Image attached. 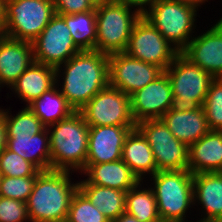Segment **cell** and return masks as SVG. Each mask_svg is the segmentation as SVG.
I'll list each match as a JSON object with an SVG mask.
<instances>
[{
    "label": "cell",
    "instance_id": "1",
    "mask_svg": "<svg viewBox=\"0 0 222 222\" xmlns=\"http://www.w3.org/2000/svg\"><path fill=\"white\" fill-rule=\"evenodd\" d=\"M62 95L79 111L100 90L109 85V55L82 50L64 63Z\"/></svg>",
    "mask_w": 222,
    "mask_h": 222
},
{
    "label": "cell",
    "instance_id": "2",
    "mask_svg": "<svg viewBox=\"0 0 222 222\" xmlns=\"http://www.w3.org/2000/svg\"><path fill=\"white\" fill-rule=\"evenodd\" d=\"M70 171H41L27 200L30 222H66L78 183L71 184Z\"/></svg>",
    "mask_w": 222,
    "mask_h": 222
},
{
    "label": "cell",
    "instance_id": "3",
    "mask_svg": "<svg viewBox=\"0 0 222 222\" xmlns=\"http://www.w3.org/2000/svg\"><path fill=\"white\" fill-rule=\"evenodd\" d=\"M50 126L54 128L49 136L51 169L82 171L87 159L89 135V126L82 114L75 111Z\"/></svg>",
    "mask_w": 222,
    "mask_h": 222
},
{
    "label": "cell",
    "instance_id": "4",
    "mask_svg": "<svg viewBox=\"0 0 222 222\" xmlns=\"http://www.w3.org/2000/svg\"><path fill=\"white\" fill-rule=\"evenodd\" d=\"M164 72L172 87L171 110L193 111L203 106L209 87L215 79L211 74L191 63L181 53Z\"/></svg>",
    "mask_w": 222,
    "mask_h": 222
},
{
    "label": "cell",
    "instance_id": "5",
    "mask_svg": "<svg viewBox=\"0 0 222 222\" xmlns=\"http://www.w3.org/2000/svg\"><path fill=\"white\" fill-rule=\"evenodd\" d=\"M130 7L124 2H105L95 8V50L107 55L125 52L132 28L142 16L138 9L131 12Z\"/></svg>",
    "mask_w": 222,
    "mask_h": 222
},
{
    "label": "cell",
    "instance_id": "6",
    "mask_svg": "<svg viewBox=\"0 0 222 222\" xmlns=\"http://www.w3.org/2000/svg\"><path fill=\"white\" fill-rule=\"evenodd\" d=\"M153 192L162 222H183L194 202L193 174L189 170L158 171L153 175Z\"/></svg>",
    "mask_w": 222,
    "mask_h": 222
},
{
    "label": "cell",
    "instance_id": "7",
    "mask_svg": "<svg viewBox=\"0 0 222 222\" xmlns=\"http://www.w3.org/2000/svg\"><path fill=\"white\" fill-rule=\"evenodd\" d=\"M54 15L53 0H6L1 34L32 43Z\"/></svg>",
    "mask_w": 222,
    "mask_h": 222
},
{
    "label": "cell",
    "instance_id": "8",
    "mask_svg": "<svg viewBox=\"0 0 222 222\" xmlns=\"http://www.w3.org/2000/svg\"><path fill=\"white\" fill-rule=\"evenodd\" d=\"M142 15L181 52L190 42L196 8L173 0H158Z\"/></svg>",
    "mask_w": 222,
    "mask_h": 222
},
{
    "label": "cell",
    "instance_id": "9",
    "mask_svg": "<svg viewBox=\"0 0 222 222\" xmlns=\"http://www.w3.org/2000/svg\"><path fill=\"white\" fill-rule=\"evenodd\" d=\"M136 128L148 141L154 154L157 172L188 170L189 147L177 140L161 119H146Z\"/></svg>",
    "mask_w": 222,
    "mask_h": 222
},
{
    "label": "cell",
    "instance_id": "10",
    "mask_svg": "<svg viewBox=\"0 0 222 222\" xmlns=\"http://www.w3.org/2000/svg\"><path fill=\"white\" fill-rule=\"evenodd\" d=\"M32 45L35 62L56 68V83L61 65L81 51L75 45L69 27L58 14L51 18Z\"/></svg>",
    "mask_w": 222,
    "mask_h": 222
},
{
    "label": "cell",
    "instance_id": "11",
    "mask_svg": "<svg viewBox=\"0 0 222 222\" xmlns=\"http://www.w3.org/2000/svg\"><path fill=\"white\" fill-rule=\"evenodd\" d=\"M79 112L88 126H136L130 96L110 85L95 94Z\"/></svg>",
    "mask_w": 222,
    "mask_h": 222
},
{
    "label": "cell",
    "instance_id": "12",
    "mask_svg": "<svg viewBox=\"0 0 222 222\" xmlns=\"http://www.w3.org/2000/svg\"><path fill=\"white\" fill-rule=\"evenodd\" d=\"M125 53L165 71L180 52L142 15L132 28Z\"/></svg>",
    "mask_w": 222,
    "mask_h": 222
},
{
    "label": "cell",
    "instance_id": "13",
    "mask_svg": "<svg viewBox=\"0 0 222 222\" xmlns=\"http://www.w3.org/2000/svg\"><path fill=\"white\" fill-rule=\"evenodd\" d=\"M163 73L161 67L138 60L125 52L109 55V85L129 96Z\"/></svg>",
    "mask_w": 222,
    "mask_h": 222
},
{
    "label": "cell",
    "instance_id": "14",
    "mask_svg": "<svg viewBox=\"0 0 222 222\" xmlns=\"http://www.w3.org/2000/svg\"><path fill=\"white\" fill-rule=\"evenodd\" d=\"M172 87L164 72L153 82L130 95L131 113L136 124L146 119H160L172 104Z\"/></svg>",
    "mask_w": 222,
    "mask_h": 222
},
{
    "label": "cell",
    "instance_id": "15",
    "mask_svg": "<svg viewBox=\"0 0 222 222\" xmlns=\"http://www.w3.org/2000/svg\"><path fill=\"white\" fill-rule=\"evenodd\" d=\"M180 53L214 78H222V21L192 38Z\"/></svg>",
    "mask_w": 222,
    "mask_h": 222
},
{
    "label": "cell",
    "instance_id": "16",
    "mask_svg": "<svg viewBox=\"0 0 222 222\" xmlns=\"http://www.w3.org/2000/svg\"><path fill=\"white\" fill-rule=\"evenodd\" d=\"M135 128L136 126H89L86 164L121 159L125 138Z\"/></svg>",
    "mask_w": 222,
    "mask_h": 222
},
{
    "label": "cell",
    "instance_id": "17",
    "mask_svg": "<svg viewBox=\"0 0 222 222\" xmlns=\"http://www.w3.org/2000/svg\"><path fill=\"white\" fill-rule=\"evenodd\" d=\"M33 62L32 43L0 35V85L12 86Z\"/></svg>",
    "mask_w": 222,
    "mask_h": 222
},
{
    "label": "cell",
    "instance_id": "18",
    "mask_svg": "<svg viewBox=\"0 0 222 222\" xmlns=\"http://www.w3.org/2000/svg\"><path fill=\"white\" fill-rule=\"evenodd\" d=\"M82 171L89 177L79 183H90L126 192L141 182L122 159L107 163L85 164Z\"/></svg>",
    "mask_w": 222,
    "mask_h": 222
},
{
    "label": "cell",
    "instance_id": "19",
    "mask_svg": "<svg viewBox=\"0 0 222 222\" xmlns=\"http://www.w3.org/2000/svg\"><path fill=\"white\" fill-rule=\"evenodd\" d=\"M188 170L192 174L222 172V131H209L189 146Z\"/></svg>",
    "mask_w": 222,
    "mask_h": 222
},
{
    "label": "cell",
    "instance_id": "20",
    "mask_svg": "<svg viewBox=\"0 0 222 222\" xmlns=\"http://www.w3.org/2000/svg\"><path fill=\"white\" fill-rule=\"evenodd\" d=\"M160 119L174 137L188 147L210 131L203 107L184 112L169 109Z\"/></svg>",
    "mask_w": 222,
    "mask_h": 222
},
{
    "label": "cell",
    "instance_id": "21",
    "mask_svg": "<svg viewBox=\"0 0 222 222\" xmlns=\"http://www.w3.org/2000/svg\"><path fill=\"white\" fill-rule=\"evenodd\" d=\"M193 196L207 212L200 222H222V172L193 174Z\"/></svg>",
    "mask_w": 222,
    "mask_h": 222
},
{
    "label": "cell",
    "instance_id": "22",
    "mask_svg": "<svg viewBox=\"0 0 222 222\" xmlns=\"http://www.w3.org/2000/svg\"><path fill=\"white\" fill-rule=\"evenodd\" d=\"M49 133L46 127L36 135L6 136V148L32 163L39 171L51 170Z\"/></svg>",
    "mask_w": 222,
    "mask_h": 222
},
{
    "label": "cell",
    "instance_id": "23",
    "mask_svg": "<svg viewBox=\"0 0 222 222\" xmlns=\"http://www.w3.org/2000/svg\"><path fill=\"white\" fill-rule=\"evenodd\" d=\"M56 86V68L33 62L11 86L22 100L30 104Z\"/></svg>",
    "mask_w": 222,
    "mask_h": 222
},
{
    "label": "cell",
    "instance_id": "24",
    "mask_svg": "<svg viewBox=\"0 0 222 222\" xmlns=\"http://www.w3.org/2000/svg\"><path fill=\"white\" fill-rule=\"evenodd\" d=\"M141 181L142 175L150 172L153 176L157 172L154 154L148 141L137 129H133L126 136L121 158Z\"/></svg>",
    "mask_w": 222,
    "mask_h": 222
},
{
    "label": "cell",
    "instance_id": "25",
    "mask_svg": "<svg viewBox=\"0 0 222 222\" xmlns=\"http://www.w3.org/2000/svg\"><path fill=\"white\" fill-rule=\"evenodd\" d=\"M78 189L110 222L125 212L126 191L90 183H78Z\"/></svg>",
    "mask_w": 222,
    "mask_h": 222
},
{
    "label": "cell",
    "instance_id": "26",
    "mask_svg": "<svg viewBox=\"0 0 222 222\" xmlns=\"http://www.w3.org/2000/svg\"><path fill=\"white\" fill-rule=\"evenodd\" d=\"M27 107L46 126L68 118L75 110L68 104L66 98L55 86L33 100Z\"/></svg>",
    "mask_w": 222,
    "mask_h": 222
},
{
    "label": "cell",
    "instance_id": "27",
    "mask_svg": "<svg viewBox=\"0 0 222 222\" xmlns=\"http://www.w3.org/2000/svg\"><path fill=\"white\" fill-rule=\"evenodd\" d=\"M60 15L72 35L75 45L82 50H95L96 46V13L95 9L83 13Z\"/></svg>",
    "mask_w": 222,
    "mask_h": 222
},
{
    "label": "cell",
    "instance_id": "28",
    "mask_svg": "<svg viewBox=\"0 0 222 222\" xmlns=\"http://www.w3.org/2000/svg\"><path fill=\"white\" fill-rule=\"evenodd\" d=\"M139 184L126 192L125 212L140 222H162L160 220L153 188L137 190Z\"/></svg>",
    "mask_w": 222,
    "mask_h": 222
},
{
    "label": "cell",
    "instance_id": "29",
    "mask_svg": "<svg viewBox=\"0 0 222 222\" xmlns=\"http://www.w3.org/2000/svg\"><path fill=\"white\" fill-rule=\"evenodd\" d=\"M11 117L8 112H4L3 110L6 136L36 135L46 128L28 107L21 110L15 117Z\"/></svg>",
    "mask_w": 222,
    "mask_h": 222
},
{
    "label": "cell",
    "instance_id": "30",
    "mask_svg": "<svg viewBox=\"0 0 222 222\" xmlns=\"http://www.w3.org/2000/svg\"><path fill=\"white\" fill-rule=\"evenodd\" d=\"M66 222H110L79 190L74 193Z\"/></svg>",
    "mask_w": 222,
    "mask_h": 222
},
{
    "label": "cell",
    "instance_id": "31",
    "mask_svg": "<svg viewBox=\"0 0 222 222\" xmlns=\"http://www.w3.org/2000/svg\"><path fill=\"white\" fill-rule=\"evenodd\" d=\"M202 107L210 131H222V78L212 81Z\"/></svg>",
    "mask_w": 222,
    "mask_h": 222
},
{
    "label": "cell",
    "instance_id": "32",
    "mask_svg": "<svg viewBox=\"0 0 222 222\" xmlns=\"http://www.w3.org/2000/svg\"><path fill=\"white\" fill-rule=\"evenodd\" d=\"M40 172L32 163L7 148L0 153L1 176L28 177L37 176Z\"/></svg>",
    "mask_w": 222,
    "mask_h": 222
},
{
    "label": "cell",
    "instance_id": "33",
    "mask_svg": "<svg viewBox=\"0 0 222 222\" xmlns=\"http://www.w3.org/2000/svg\"><path fill=\"white\" fill-rule=\"evenodd\" d=\"M37 176H1L0 196L27 202Z\"/></svg>",
    "mask_w": 222,
    "mask_h": 222
},
{
    "label": "cell",
    "instance_id": "34",
    "mask_svg": "<svg viewBox=\"0 0 222 222\" xmlns=\"http://www.w3.org/2000/svg\"><path fill=\"white\" fill-rule=\"evenodd\" d=\"M29 222L27 203L0 196V222Z\"/></svg>",
    "mask_w": 222,
    "mask_h": 222
},
{
    "label": "cell",
    "instance_id": "35",
    "mask_svg": "<svg viewBox=\"0 0 222 222\" xmlns=\"http://www.w3.org/2000/svg\"><path fill=\"white\" fill-rule=\"evenodd\" d=\"M55 14L71 15L92 11L95 7L88 0H53Z\"/></svg>",
    "mask_w": 222,
    "mask_h": 222
},
{
    "label": "cell",
    "instance_id": "36",
    "mask_svg": "<svg viewBox=\"0 0 222 222\" xmlns=\"http://www.w3.org/2000/svg\"><path fill=\"white\" fill-rule=\"evenodd\" d=\"M158 0H122V2L127 3L131 7L135 6L138 8V11H140L141 14H143L147 9L143 7V5H153L156 3ZM140 7V8H139Z\"/></svg>",
    "mask_w": 222,
    "mask_h": 222
},
{
    "label": "cell",
    "instance_id": "37",
    "mask_svg": "<svg viewBox=\"0 0 222 222\" xmlns=\"http://www.w3.org/2000/svg\"><path fill=\"white\" fill-rule=\"evenodd\" d=\"M6 148V127L3 118V110L0 109V153Z\"/></svg>",
    "mask_w": 222,
    "mask_h": 222
},
{
    "label": "cell",
    "instance_id": "38",
    "mask_svg": "<svg viewBox=\"0 0 222 222\" xmlns=\"http://www.w3.org/2000/svg\"><path fill=\"white\" fill-rule=\"evenodd\" d=\"M6 0H0V31L5 27Z\"/></svg>",
    "mask_w": 222,
    "mask_h": 222
},
{
    "label": "cell",
    "instance_id": "39",
    "mask_svg": "<svg viewBox=\"0 0 222 222\" xmlns=\"http://www.w3.org/2000/svg\"><path fill=\"white\" fill-rule=\"evenodd\" d=\"M113 222H140L134 216L127 212H123L116 220Z\"/></svg>",
    "mask_w": 222,
    "mask_h": 222
},
{
    "label": "cell",
    "instance_id": "40",
    "mask_svg": "<svg viewBox=\"0 0 222 222\" xmlns=\"http://www.w3.org/2000/svg\"><path fill=\"white\" fill-rule=\"evenodd\" d=\"M173 1L188 4L196 8L197 6L200 5V3L202 4L205 0H173Z\"/></svg>",
    "mask_w": 222,
    "mask_h": 222
},
{
    "label": "cell",
    "instance_id": "41",
    "mask_svg": "<svg viewBox=\"0 0 222 222\" xmlns=\"http://www.w3.org/2000/svg\"><path fill=\"white\" fill-rule=\"evenodd\" d=\"M95 8L99 7L102 3H105V0H88Z\"/></svg>",
    "mask_w": 222,
    "mask_h": 222
},
{
    "label": "cell",
    "instance_id": "42",
    "mask_svg": "<svg viewBox=\"0 0 222 222\" xmlns=\"http://www.w3.org/2000/svg\"><path fill=\"white\" fill-rule=\"evenodd\" d=\"M106 2H122V0H105Z\"/></svg>",
    "mask_w": 222,
    "mask_h": 222
}]
</instances>
